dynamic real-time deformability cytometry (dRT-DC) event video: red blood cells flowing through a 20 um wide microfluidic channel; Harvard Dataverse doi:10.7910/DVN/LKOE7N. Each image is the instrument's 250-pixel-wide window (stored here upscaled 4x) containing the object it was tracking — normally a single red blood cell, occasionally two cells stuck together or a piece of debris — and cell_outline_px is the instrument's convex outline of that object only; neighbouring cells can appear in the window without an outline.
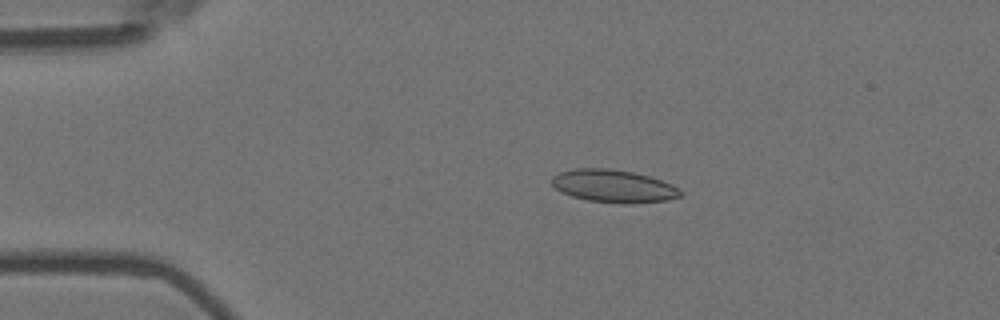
{"species": "Egyptian fruit bat (a non-hibernating species)", "species_latin": "Rousettus aegyptiacus", "temperature_condition": "room temperature", "stored_images_in_passage": 52, "camera_frame_rate_fps": 3000, "um_per_image_px": 0.085, "animal": {"sex": "female"}, "frame": {"image": 1, "passage_image": 10, "time_ms": 3.0, "image_size_px": [1000, 320], "cell_outline_px": [[684, 192], [680, 196], [668, 200], [624, 204], [588, 200], [572, 196], [556, 188], [552, 184], [552, 176], [560, 172], [576, 168], [608, 168], [632, 172], [648, 176], [672, 184]], "centroid_in_image_um": [52.17, 15.81], "position_along_channel_um": 32.8, "area_um2": 24.33}}
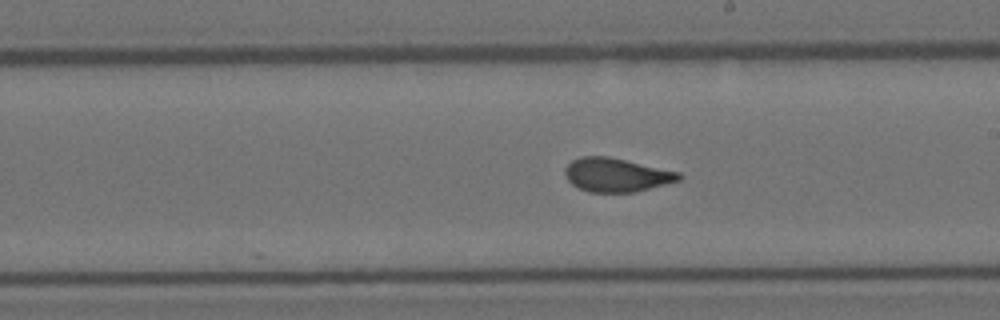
{"frame": {"image": 2, "passage_image": 30, "time_ms": 9.667, "image_size_px": [1000, 320], "cell_outline_px": [[684, 176], [680, 180], [636, 192], [588, 192], [572, 184], [564, 176], [564, 168], [572, 160], [580, 156], [608, 156], [680, 172]], "centroid_in_image_um": [52.39, 14.86], "position_along_channel_um": 236.6, "area_um2": 22.48}}
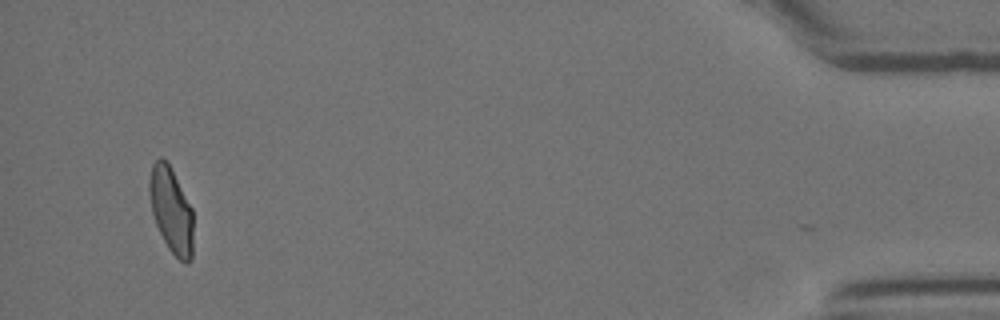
{"frame": {"image": 3, "passage_image": 51, "time_ms": 16.667, "image_size_px": [1000, 320], "cell_outline_px": [[192, 260], [188, 264], [184, 264], [168, 248], [156, 224], [152, 212], [148, 188], [148, 180], [152, 164], [160, 156], [168, 160], [192, 208]], "centroid_in_image_um": [14.54, 17.82], "position_along_channel_um": 420.7, "area_um2": 22.08}, "authors_computed_cell_mechanics": {"area_um2": 22.831, "velocity_mm_per_s": 3.7399, "shape_relaxation_time_tau1_ms": 11.0022, "shape_relaxation_time_tau2_ms": 0.8543, "deformation_change_tau1": 0.2306, "deformation_change_tau2": 0.0807}}